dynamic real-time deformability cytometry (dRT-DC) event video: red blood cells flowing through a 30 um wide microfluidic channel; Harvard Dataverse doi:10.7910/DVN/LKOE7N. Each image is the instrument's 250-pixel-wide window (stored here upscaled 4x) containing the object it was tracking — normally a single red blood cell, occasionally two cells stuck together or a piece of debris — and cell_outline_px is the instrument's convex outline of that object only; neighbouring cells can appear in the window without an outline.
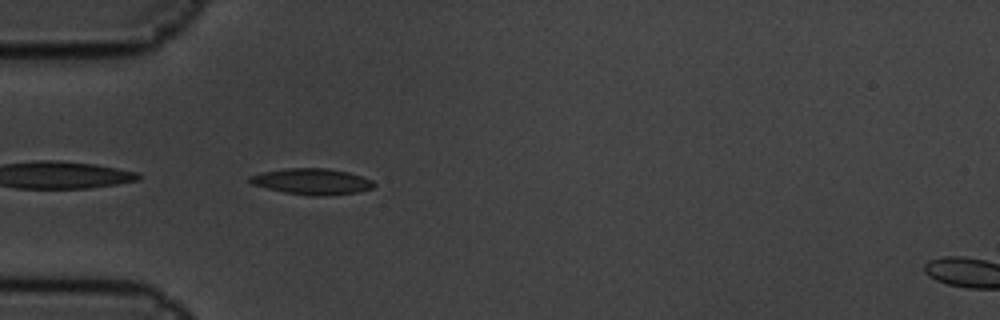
{"species": "common noctule bat (a hibernating species)", "species_latin": "Nyctalus noctula", "temperature_condition": "cold", "stored_images_in_passage": 6, "segment_of_instrument_passage": [1, 2], "camera_frame_rate_fps": 3000, "um_per_image_px": 0.085, "animal": {"sex": "male", "body_mass_g": 19.5, "forearm_length_mm": 54.6}, "frame": {"image": 1, "passage_image": 5, "time_ms": 1.333, "image_size_px": [1000, 320], "cell_outline_px": [[376, 184], [372, 188], [356, 192], [324, 196], [312, 196], [284, 192], [252, 184], [248, 180], [248, 176], [264, 172], [288, 168], [324, 168], [348, 172], [372, 180]], "centroid_in_image_um": [26.51, 15.43], "position_along_channel_um": 58.5, "area_um2": 18.61}}